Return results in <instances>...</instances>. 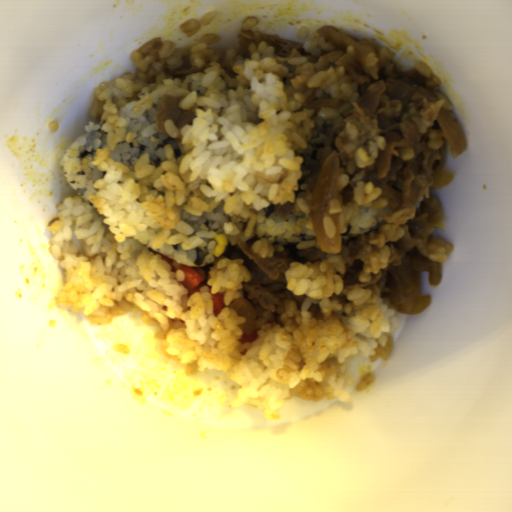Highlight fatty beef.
Wrapping results in <instances>:
<instances>
[{
	"instance_id": "fatty-beef-1",
	"label": "fatty beef",
	"mask_w": 512,
	"mask_h": 512,
	"mask_svg": "<svg viewBox=\"0 0 512 512\" xmlns=\"http://www.w3.org/2000/svg\"><path fill=\"white\" fill-rule=\"evenodd\" d=\"M309 41L325 51L314 63L315 72L344 66L360 94L318 147V163L306 179L304 200L312 206L318 175L335 152L338 175L348 177L336 191L340 206L352 203L358 182H372L391 212L385 224L365 233H340L344 284L342 292H333L329 300L346 305L350 290L358 285L379 293L399 314H419L431 304V297L421 294L422 272L428 273L429 285L440 284L441 264L453 249L434 236L443 213L431 195L445 165L447 142L439 123L445 99H439L415 69L399 71L392 50L375 51L368 41H356L326 25ZM377 135L385 136L386 151H380L368 168L356 167L355 150Z\"/></svg>"
},
{
	"instance_id": "fatty-beef-2",
	"label": "fatty beef",
	"mask_w": 512,
	"mask_h": 512,
	"mask_svg": "<svg viewBox=\"0 0 512 512\" xmlns=\"http://www.w3.org/2000/svg\"><path fill=\"white\" fill-rule=\"evenodd\" d=\"M260 237L254 235L249 240H238L227 244L221 253L224 260L240 259L243 267L250 275L244 281L241 295L228 307L237 316L245 318L240 326L243 334L257 332L265 325H276L284 328L280 316L284 314L287 303H295L302 311L306 295L289 291L286 272L291 260L288 256V245L282 241L273 240V256L261 257L253 250L254 244Z\"/></svg>"
},
{
	"instance_id": "fatty-beef-3",
	"label": "fatty beef",
	"mask_w": 512,
	"mask_h": 512,
	"mask_svg": "<svg viewBox=\"0 0 512 512\" xmlns=\"http://www.w3.org/2000/svg\"><path fill=\"white\" fill-rule=\"evenodd\" d=\"M237 42L242 47L249 48L251 44L258 45L261 41H265L267 46H273L274 54L281 58H288L293 49L303 57H310V53L306 51L304 44L295 43L277 34H265L255 31L241 30L236 36Z\"/></svg>"
},
{
	"instance_id": "fatty-beef-4",
	"label": "fatty beef",
	"mask_w": 512,
	"mask_h": 512,
	"mask_svg": "<svg viewBox=\"0 0 512 512\" xmlns=\"http://www.w3.org/2000/svg\"><path fill=\"white\" fill-rule=\"evenodd\" d=\"M185 99V96H171L165 94L161 96L159 109L156 113V127L158 133H165V121L170 119L175 126L180 129L196 118L194 110L182 109L179 103Z\"/></svg>"
},
{
	"instance_id": "fatty-beef-5",
	"label": "fatty beef",
	"mask_w": 512,
	"mask_h": 512,
	"mask_svg": "<svg viewBox=\"0 0 512 512\" xmlns=\"http://www.w3.org/2000/svg\"><path fill=\"white\" fill-rule=\"evenodd\" d=\"M199 70L200 69H198L195 64H189L180 66L176 69L169 70L166 74L170 77L182 78L189 74L196 73Z\"/></svg>"
},
{
	"instance_id": "fatty-beef-6",
	"label": "fatty beef",
	"mask_w": 512,
	"mask_h": 512,
	"mask_svg": "<svg viewBox=\"0 0 512 512\" xmlns=\"http://www.w3.org/2000/svg\"><path fill=\"white\" fill-rule=\"evenodd\" d=\"M294 204L286 202L285 204L278 203L275 210V215L282 220H287L291 213H294Z\"/></svg>"
},
{
	"instance_id": "fatty-beef-7",
	"label": "fatty beef",
	"mask_w": 512,
	"mask_h": 512,
	"mask_svg": "<svg viewBox=\"0 0 512 512\" xmlns=\"http://www.w3.org/2000/svg\"><path fill=\"white\" fill-rule=\"evenodd\" d=\"M308 313L311 314V318L317 320L324 319V312L319 302L311 303L307 309Z\"/></svg>"
}]
</instances>
